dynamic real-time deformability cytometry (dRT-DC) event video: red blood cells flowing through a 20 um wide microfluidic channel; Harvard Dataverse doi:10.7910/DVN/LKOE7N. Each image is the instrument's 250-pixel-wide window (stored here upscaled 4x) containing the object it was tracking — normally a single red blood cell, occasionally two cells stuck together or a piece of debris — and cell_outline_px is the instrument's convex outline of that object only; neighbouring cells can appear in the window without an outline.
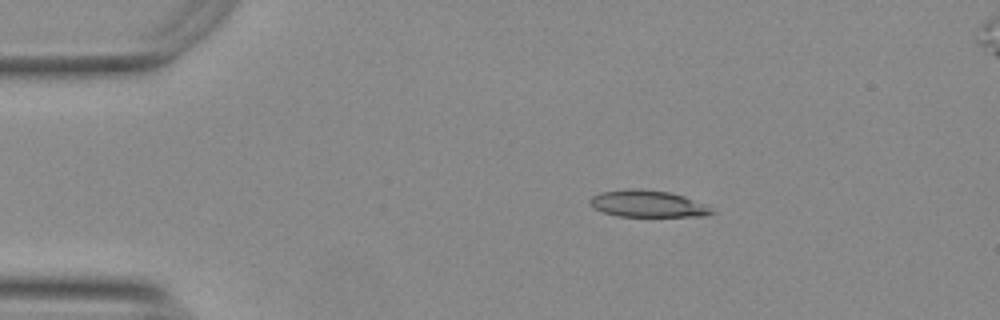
{"species": "Egyptian fruit bat (a non-hibernating species)", "species_latin": "Rousettus aegyptiacus", "temperature_condition": "warm", "stored_images_in_passage": 45, "camera_frame_rate_fps": 3000, "um_per_image_px": 0.085, "animal": {"sex": "female"}, "frame": {"image": 1, "passage_image": 1, "time_ms": 0.0, "image_size_px": [1000, 320], "cell_outline_px": [[716, 212], [704, 216], [616, 216], [592, 208], [588, 204], [588, 200], [592, 196], [600, 192], [632, 188], [640, 188], [668, 192], [684, 196], [704, 204]], "centroid_in_image_um": [54.99, 17.31], "position_along_channel_um": 30.0, "area_um2": 19.07}}
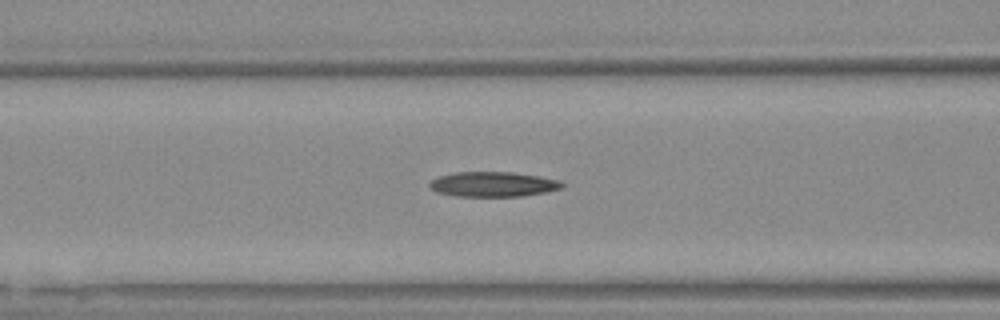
{"frame": {"image": 2, "passage_image": 13, "time_ms": 4.0, "image_size_px": [1000, 320], "cell_outline_px": [[564, 184], [560, 188], [544, 192], [520, 196], [456, 196], [436, 192], [428, 188], [428, 184], [432, 180], [440, 176], [456, 172], [512, 172], [540, 176], [560, 180]], "centroid_in_image_um": [41.88, 15.66], "position_along_channel_um": 124.7, "area_um2": 19.19}}
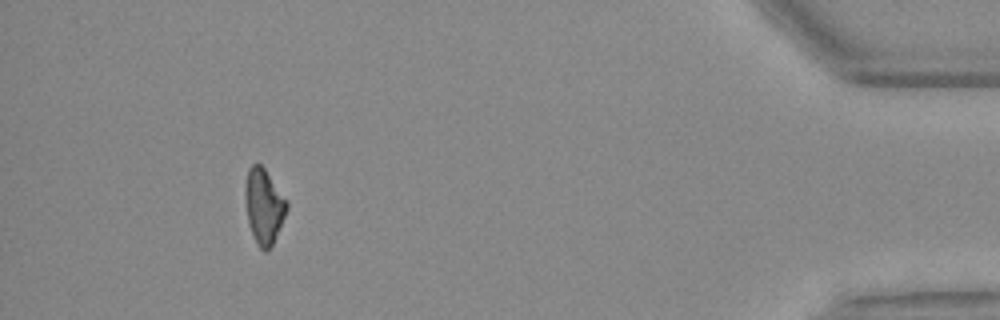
{"frame": {"image": 3, "passage_image": 41, "time_ms": 13.333, "image_size_px": [1000, 320], "cell_outline_px": [[288, 208], [272, 244], [264, 252], [260, 248], [252, 232], [248, 220], [244, 196], [244, 188], [248, 168], [252, 164], [260, 164], [264, 168], [288, 200]], "centroid_in_image_um": [22.43, 17.47], "position_along_channel_um": 412.8, "area_um2": 17.98}}